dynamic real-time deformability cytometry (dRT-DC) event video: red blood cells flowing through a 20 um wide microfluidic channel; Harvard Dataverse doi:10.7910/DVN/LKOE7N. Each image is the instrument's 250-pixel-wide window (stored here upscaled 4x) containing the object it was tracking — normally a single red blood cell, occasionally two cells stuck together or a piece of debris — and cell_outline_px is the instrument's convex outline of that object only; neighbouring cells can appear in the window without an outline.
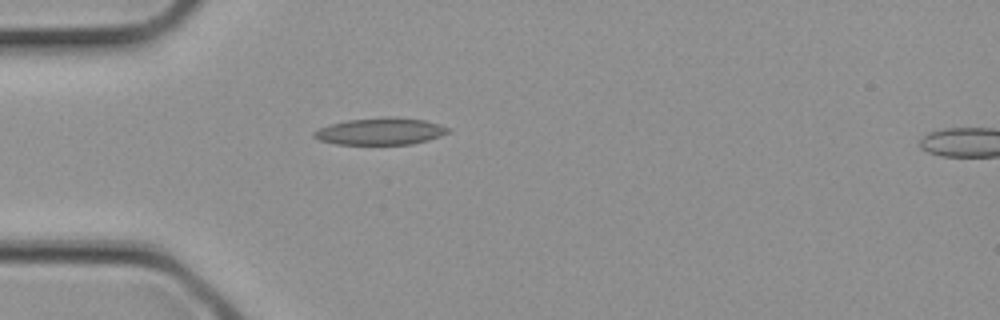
{"species": "common noctule bat (a hibernating species)", "species_latin": "Nyctalus noctula", "temperature_condition": "cold", "stored_images_in_passage": 9, "camera_frame_rate_fps": 3000, "um_per_image_px": 0.085, "animal": {"sex": "female", "body_mass_g": 21.9}, "frame": {"image": 1, "passage_image": 1, "time_ms": 0.0, "image_size_px": [1000, 320], "cell_outline_px": [[452, 132], [428, 140], [412, 144], [336, 144], [320, 140], [312, 136], [312, 132], [328, 124], [348, 120], [424, 120], [440, 124], [452, 128]], "centroid_in_image_um": [32.34, 11.21], "position_along_channel_um": 52.7, "area_um2": 20.11}}
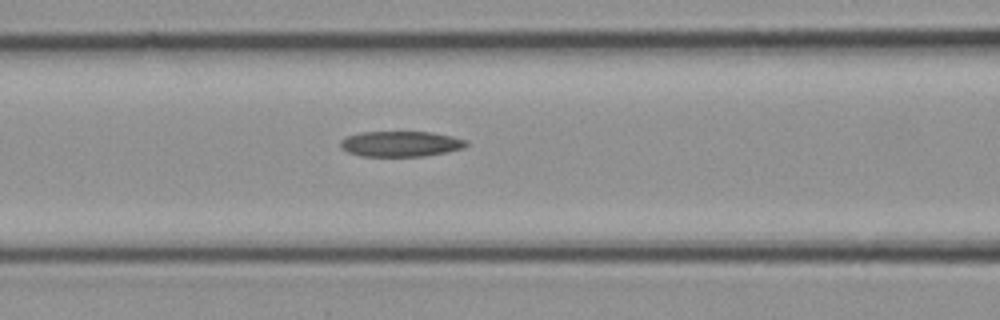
{"frame": {"image": 2, "passage_image": 5, "time_ms": 1.333, "image_size_px": [1000, 320], "cell_outline_px": [[468, 144], [464, 148], [448, 152], [424, 156], [360, 156], [348, 152], [340, 148], [340, 140], [344, 136], [360, 132], [432, 132], [452, 136], [468, 140]], "centroid_in_image_um": [34.05, 12.22], "position_along_channel_um": 132.6, "area_um2": 18.96}}
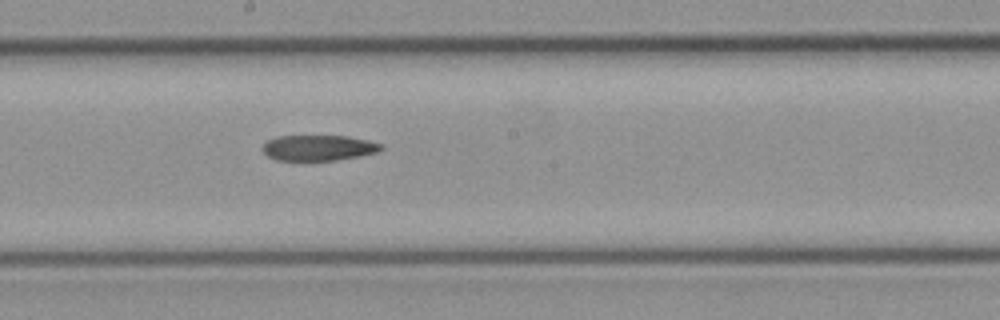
{"frame": {"image": 3, "passage_image": 9, "time_ms": 2.667, "image_size_px": [1000, 320], "cell_outline_px": [[384, 148], [380, 152], [336, 160], [276, 160], [268, 156], [260, 148], [268, 140], [276, 136], [348, 136], [368, 140], [380, 144]], "centroid_in_image_um": [27.07, 12.56], "position_along_channel_um": 221.1, "area_um2": 17.69}}